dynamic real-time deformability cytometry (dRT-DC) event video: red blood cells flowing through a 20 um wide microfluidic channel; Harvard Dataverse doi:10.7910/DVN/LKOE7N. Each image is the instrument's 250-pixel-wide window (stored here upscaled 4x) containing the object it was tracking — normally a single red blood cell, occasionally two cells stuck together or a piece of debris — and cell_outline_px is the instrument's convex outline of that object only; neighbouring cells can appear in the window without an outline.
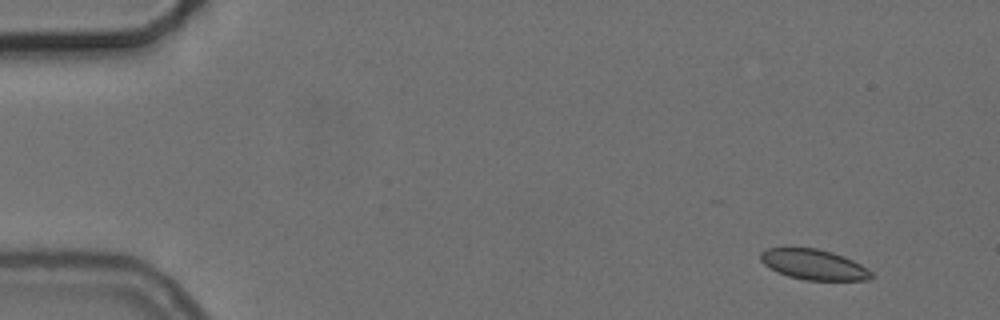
{"species": "common noctule bat (a hibernating species)", "species_latin": "Nyctalus noctula", "temperature_condition": "cold", "stored_images_in_passage": 6, "camera_frame_rate_fps": 3000, "um_per_image_px": 0.085, "animal": {"sex": "female", "body_mass_g": 24.6, "forearm_length_mm": 56.2}, "frame": {"image": 1, "passage_image": 2, "time_ms": 1.333, "image_size_px": [1000, 320], "cell_outline_px": [[872, 276], [868, 280], [804, 280], [788, 276], [776, 272], [764, 264], [760, 260], [760, 252], [768, 248], [816, 248], [832, 252], [844, 256], [868, 268], [872, 272]], "centroid_in_image_um": [69.16, 22.49], "position_along_channel_um": 15.8, "area_um2": 19.59}}
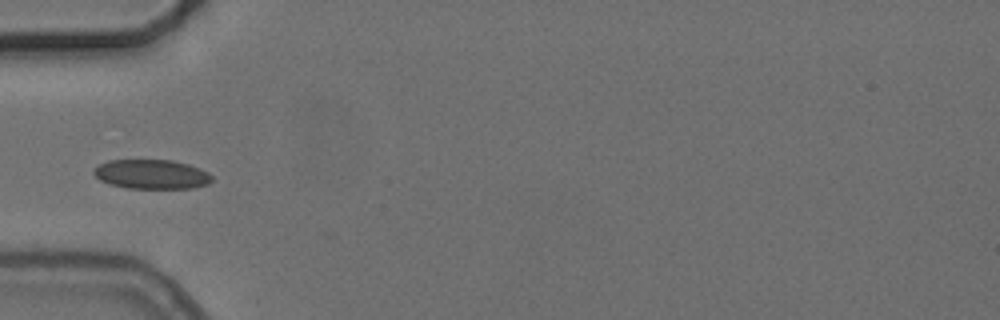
{"frame": {"image": 2, "passage_image": 6, "time_ms": 6.0, "image_size_px": [1000, 320], "cell_outline_px": [[212, 180], [208, 184], [192, 188], [124, 188], [108, 184], [100, 180], [92, 172], [92, 168], [108, 160], [172, 160], [188, 164], [200, 168], [208, 172], [212, 176]], "centroid_in_image_um": [12.86, 14.81], "position_along_channel_um": 72.1, "area_um2": 20.4}}